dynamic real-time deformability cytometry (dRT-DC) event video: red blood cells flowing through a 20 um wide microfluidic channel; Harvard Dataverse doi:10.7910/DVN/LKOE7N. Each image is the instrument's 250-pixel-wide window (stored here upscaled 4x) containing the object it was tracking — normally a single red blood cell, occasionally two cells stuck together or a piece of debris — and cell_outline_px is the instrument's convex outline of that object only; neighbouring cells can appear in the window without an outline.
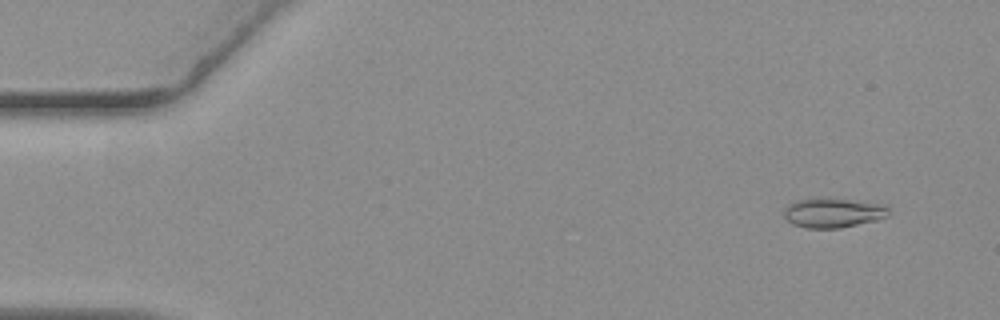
{"species": "common noctule bat (a hibernating species)", "species_latin": "Nyctalus noctula", "temperature_condition": "warm", "stored_images_in_passage": 54, "camera_frame_rate_fps": 3000, "um_per_image_px": 0.085, "animal": {"sex": "female", "body_mass_g": 19.3, "forearm_length_mm": 54.1}, "frame": {"image": 1, "passage_image": 5, "time_ms": 1.333, "image_size_px": [1000, 320], "cell_outline_px": [[888, 216], [876, 220], [840, 228], [808, 228], [792, 224], [784, 216], [784, 212], [788, 204], [796, 200], [816, 196], [820, 196], [888, 204]], "centroid_in_image_um": [70.82, 18.05], "position_along_channel_um": 14.2, "area_um2": 18.5}}
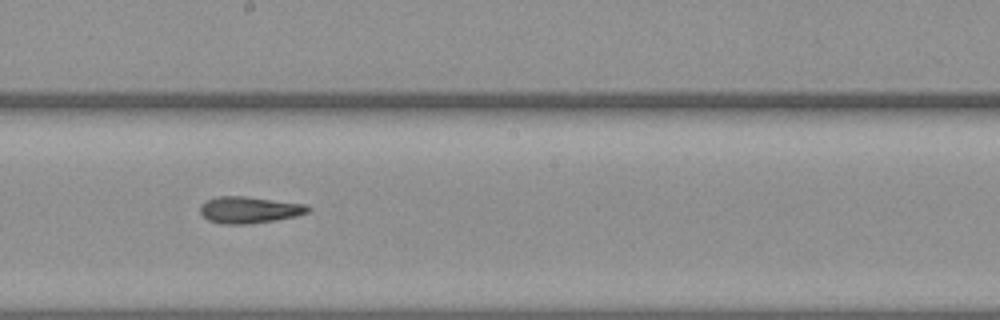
{"frame": {"image": 2, "passage_image": 32, "time_ms": 10.333, "image_size_px": [1000, 320], "cell_outline_px": [[312, 208], [308, 212], [296, 216], [276, 220], [248, 224], [220, 224], [208, 220], [200, 212], [200, 204], [216, 196], [244, 196], [304, 204]], "centroid_in_image_um": [21.17, 17.84], "position_along_channel_um": 227.0, "area_um2": 16.7}}
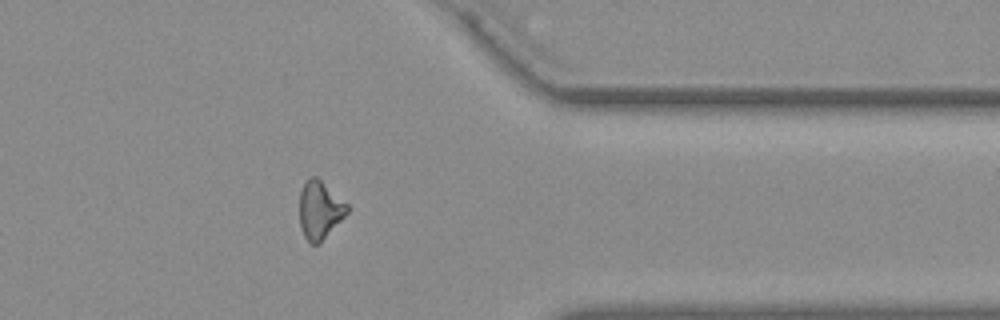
{"frame": {"image": 3, "passage_image": 46, "time_ms": 15.0, "image_size_px": [1000, 320], "cell_outline_px": [[348, 212], [320, 244], [308, 244], [304, 236], [300, 224], [300, 192], [304, 180], [308, 176], [316, 176], [348, 204]], "centroid_in_image_um": [27.16, 17.85], "position_along_channel_um": 384.2, "area_um2": 16.24}, "authors_computed_cell_mechanics": {"area_um2": 16.8198, "velocity_mm_per_s": 3.6608, "shape_relaxation_time_tau1_ms": null, "shape_relaxation_time_tau2_ms": 3.4178, "deformation_change_tau1": null, "deformation_change_tau2": 0.1098}}